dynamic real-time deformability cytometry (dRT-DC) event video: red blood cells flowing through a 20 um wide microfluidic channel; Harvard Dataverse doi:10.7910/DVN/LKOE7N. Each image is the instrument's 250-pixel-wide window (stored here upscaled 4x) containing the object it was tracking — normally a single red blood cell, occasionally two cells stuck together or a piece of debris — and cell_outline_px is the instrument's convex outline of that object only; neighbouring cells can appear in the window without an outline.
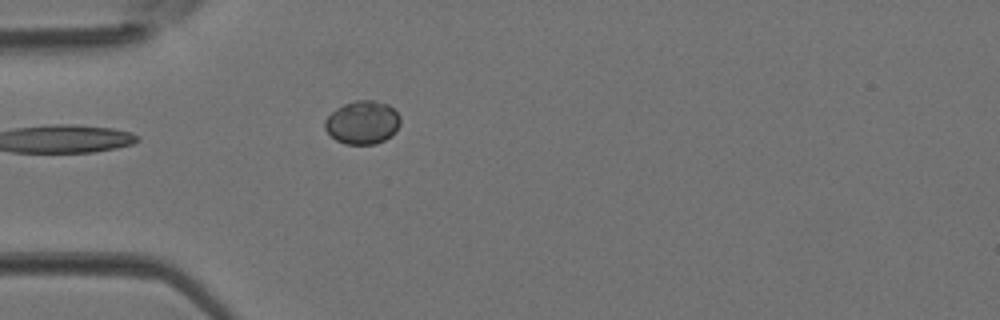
{"species": "Egyptian fruit bat (a non-hibernating species)", "species_latin": "Rousettus aegyptiacus", "temperature_condition": "room temperature", "stored_images_in_passage": 4, "camera_frame_rate_fps": 3000, "um_per_image_px": 0.085, "animal": {"sex": "female"}, "frame": {"image": 1, "passage_image": 4, "time_ms": 1.0, "image_size_px": [1000, 320], "cell_outline_px": [[400, 124], [396, 132], [392, 136], [376, 144], [344, 144], [336, 140], [324, 128], [324, 120], [336, 108], [344, 104], [356, 100], [372, 100], [388, 104], [400, 116]], "centroid_in_image_um": [30.82, 10.41], "position_along_channel_um": 54.2, "area_um2": 19.13}}